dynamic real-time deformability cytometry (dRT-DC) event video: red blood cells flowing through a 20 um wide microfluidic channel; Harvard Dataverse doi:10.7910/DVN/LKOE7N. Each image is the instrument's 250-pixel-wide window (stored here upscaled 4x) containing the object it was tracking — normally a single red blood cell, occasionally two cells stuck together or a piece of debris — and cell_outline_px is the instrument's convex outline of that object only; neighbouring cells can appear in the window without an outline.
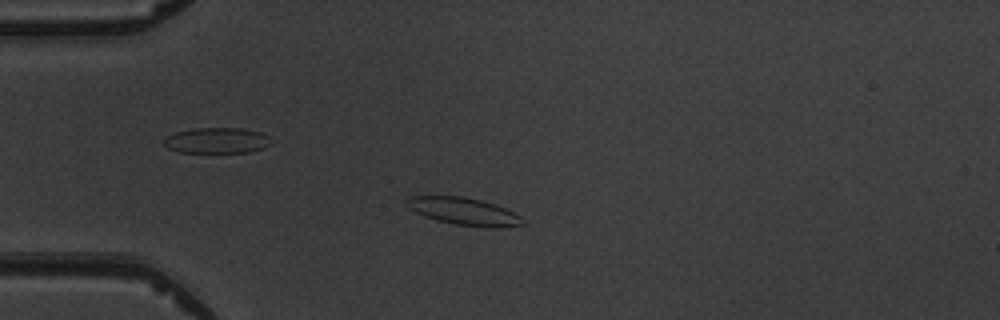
{"species": "common noctule bat (a hibernating species)", "species_latin": "Nyctalus noctula", "temperature_condition": "warm", "stored_images_in_passage": 3, "camera_frame_rate_fps": 3000, "um_per_image_px": 0.085, "animal": {"sex": "male", "body_mass_g": 19.5, "forearm_length_mm": 54.6}, "frame": {"image": 1, "passage_image": 3, "time_ms": 2.333, "image_size_px": [1000, 320], "cell_outline_px": [[524, 224], [500, 228], [488, 228], [456, 224], [440, 220], [416, 212], [408, 208], [408, 196], [464, 196], [480, 200], [504, 208], [520, 216]], "centroid_in_image_um": [39.46, 17.97], "position_along_channel_um": 45.5, "area_um2": 18.03}}